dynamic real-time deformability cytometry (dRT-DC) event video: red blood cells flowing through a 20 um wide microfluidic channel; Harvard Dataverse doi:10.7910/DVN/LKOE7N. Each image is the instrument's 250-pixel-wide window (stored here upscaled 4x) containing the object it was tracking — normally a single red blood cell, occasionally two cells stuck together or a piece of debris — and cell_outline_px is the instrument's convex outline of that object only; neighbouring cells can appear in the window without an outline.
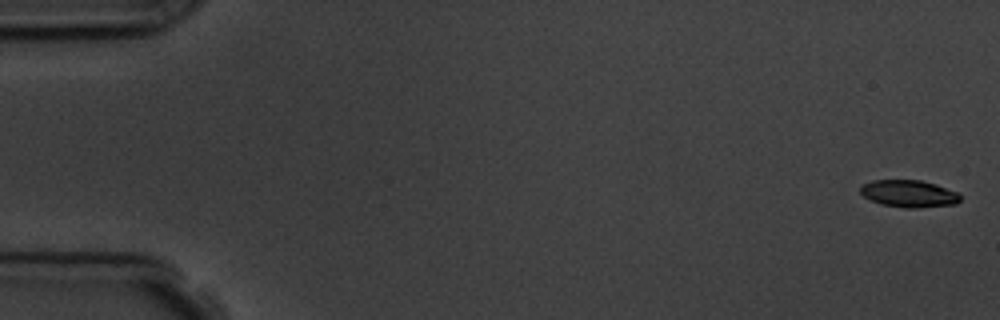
{"species": "common noctule bat (a hibernating species)", "species_latin": "Nyctalus noctula", "temperature_condition": "room temperature", "stored_images_in_passage": 8, "camera_frame_rate_fps": 3000, "um_per_image_px": 0.085, "animal": {"sex": "male", "body_mass_g": 19.5, "forearm_length_mm": 54.6}, "frame": {"image": 1, "passage_image": 1, "time_ms": 0.0, "image_size_px": [1000, 320], "cell_outline_px": [[960, 200], [956, 204], [916, 208], [904, 208], [880, 204], [864, 196], [860, 192], [860, 188], [864, 184], [872, 180], [920, 180], [936, 184], [956, 192], [960, 196]], "centroid_in_image_um": [77.25, 16.46], "position_along_channel_um": 7.7, "area_um2": 15.72}}
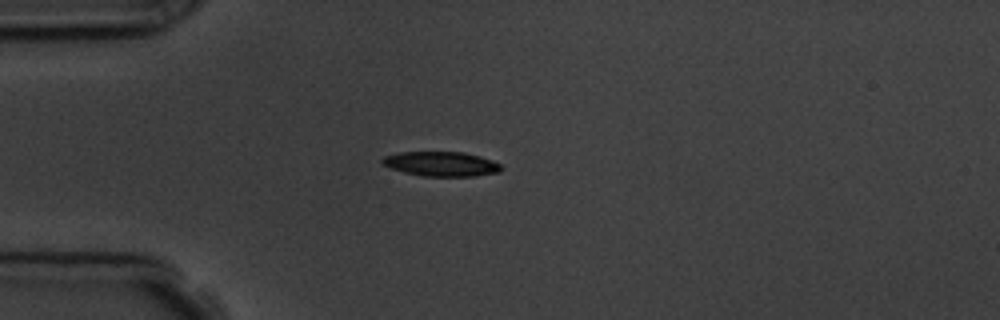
{"frame": {"image": 2, "passage_image": 5, "time_ms": 4.667, "image_size_px": [1000, 320], "cell_outline_px": [[504, 168], [500, 172], [476, 176], [424, 176], [404, 172], [380, 164], [380, 160], [384, 156], [396, 152], [464, 152], [480, 156], [492, 160], [500, 164]], "centroid_in_image_um": [37.5, 13.93], "position_along_channel_um": 47.5, "area_um2": 17.22}}